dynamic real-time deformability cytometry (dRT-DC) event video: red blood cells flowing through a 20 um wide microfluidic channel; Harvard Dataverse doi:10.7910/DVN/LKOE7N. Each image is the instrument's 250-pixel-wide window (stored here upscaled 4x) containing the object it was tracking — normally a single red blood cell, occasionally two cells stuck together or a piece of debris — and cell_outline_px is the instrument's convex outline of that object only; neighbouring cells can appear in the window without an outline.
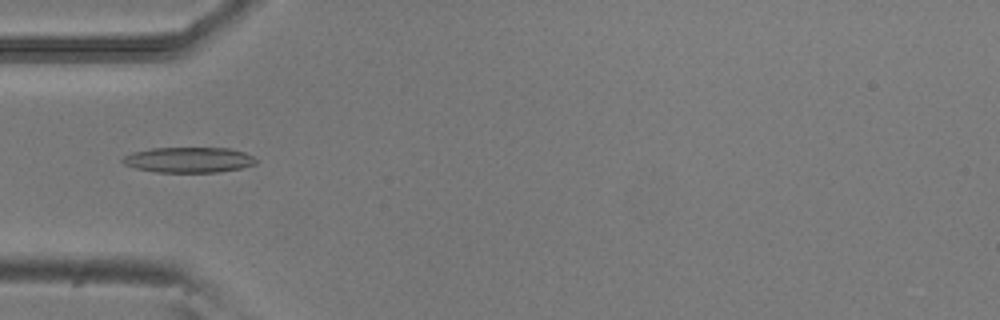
{"species": "common noctule bat (a hibernating species)", "species_latin": "Nyctalus noctula", "temperature_condition": "room temperature", "stored_images_in_passage": 4, "camera_frame_rate_fps": 3000, "um_per_image_px": 0.085, "animal": {"sex": "male", "body_mass_g": 20.5, "forearm_length_mm": 52.5}, "frame": {"image": 1, "passage_image": 3, "time_ms": 0.667, "image_size_px": [1000, 320], "cell_outline_px": [[256, 164], [240, 168], [216, 172], [156, 172], [136, 168], [124, 164], [120, 160], [124, 156], [132, 152], [152, 148], [228, 148], [244, 152], [252, 156], [256, 160]], "centroid_in_image_um": [16.01, 13.58], "position_along_channel_um": 69.0, "area_um2": 19.65}}
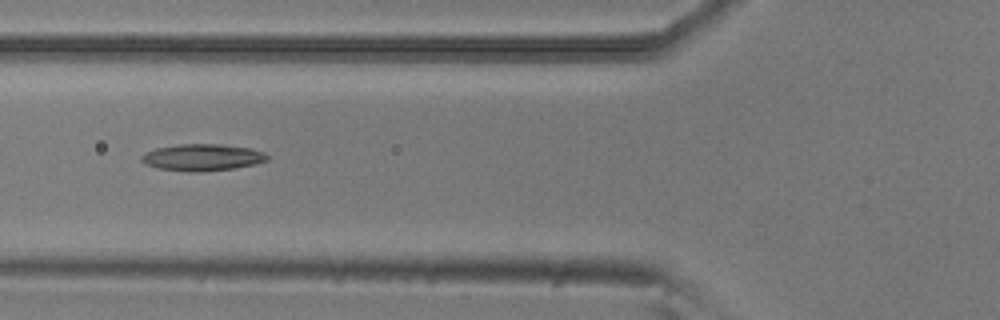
{"frame": {"image": 2, "passage_image": 4, "time_ms": 1.0, "image_size_px": [1000, 320], "cell_outline_px": [[268, 160], [256, 164], [236, 168], [196, 172], [160, 168], [144, 164], [140, 160], [140, 156], [144, 152], [156, 148], [180, 144], [224, 144], [252, 148], [264, 152], [268, 156]], "centroid_in_image_um": [17.21, 13.36], "position_along_channel_um": 108.6, "area_um2": 19.71}}